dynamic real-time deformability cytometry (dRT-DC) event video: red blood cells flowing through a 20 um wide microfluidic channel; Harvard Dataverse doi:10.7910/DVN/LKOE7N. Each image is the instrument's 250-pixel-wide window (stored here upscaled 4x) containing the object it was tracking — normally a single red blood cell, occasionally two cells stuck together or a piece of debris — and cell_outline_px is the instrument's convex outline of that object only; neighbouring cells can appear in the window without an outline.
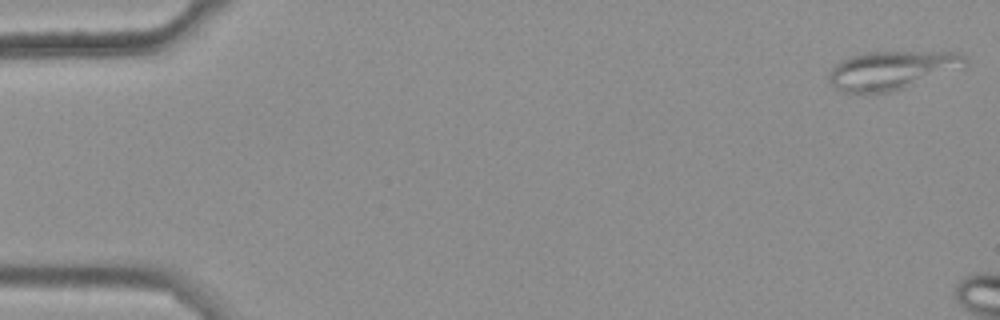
{"species": "common noctule bat (a hibernating species)", "species_latin": "Nyctalus noctula", "temperature_condition": "warm", "stored_images_in_passage": 8, "camera_frame_rate_fps": 3000, "um_per_image_px": 0.085, "animal": {"sex": "female", "body_mass_g": 25.1}, "frame": {"image": 1, "passage_image": 1, "time_ms": 0.0, "image_size_px": [1000, 320], "cell_outline_px": [[968, 64], [964, 68], [892, 92], [864, 96], [840, 92], [828, 80], [828, 72], [840, 60], [848, 56], [868, 52], [956, 52], [964, 56], [968, 60]], "centroid_in_image_um": [75.76, 6.01], "position_along_channel_um": 9.2, "area_um2": 31.56}}